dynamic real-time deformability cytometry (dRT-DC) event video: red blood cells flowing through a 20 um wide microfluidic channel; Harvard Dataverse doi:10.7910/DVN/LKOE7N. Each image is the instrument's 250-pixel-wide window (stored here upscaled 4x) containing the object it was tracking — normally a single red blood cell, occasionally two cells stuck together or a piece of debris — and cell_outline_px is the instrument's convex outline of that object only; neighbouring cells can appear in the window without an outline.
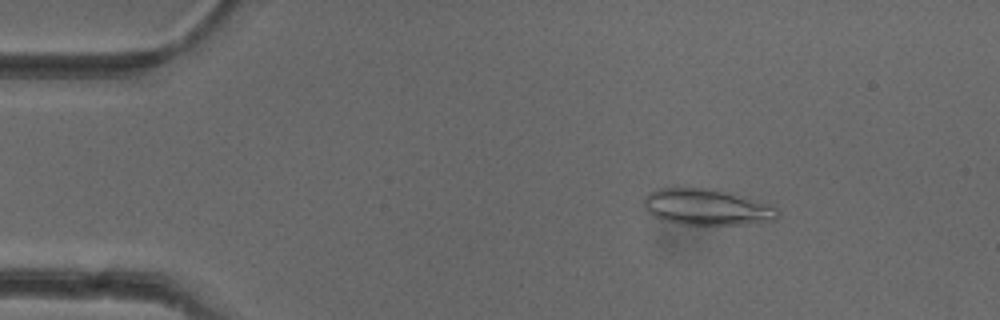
{"species": "common noctule bat (a hibernating species)", "species_latin": "Nyctalus noctula", "temperature_condition": "cold", "stored_images_in_passage": 50, "camera_frame_rate_fps": 3000, "um_per_image_px": 0.085, "animal": {"sex": "female"}, "frame": {"image": 1, "passage_image": 7, "time_ms": 2.0, "image_size_px": [1000, 320], "cell_outline_px": [[780, 216], [776, 220], [744, 224], [676, 224], [652, 216], [644, 208], [644, 196], [648, 192], [656, 188], [716, 188], [776, 208], [780, 212]], "centroid_in_image_um": [60.01, 17.6], "position_along_channel_um": 25.0, "area_um2": 28.09}}
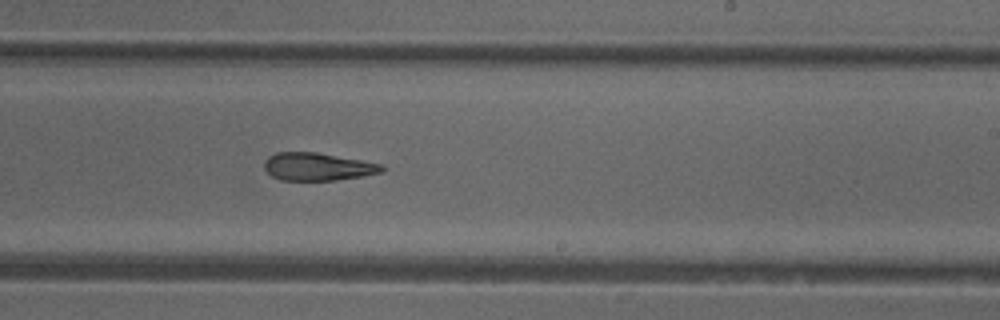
{"frame": {"image": 2, "passage_image": 30, "time_ms": 9.667, "image_size_px": [1000, 320], "cell_outline_px": [[384, 172], [364, 176], [336, 180], [280, 180], [272, 176], [264, 168], [264, 160], [268, 156], [276, 152], [316, 152], [384, 164]], "centroid_in_image_um": [27.01, 14.16], "position_along_channel_um": 262.0, "area_um2": 19.19}}
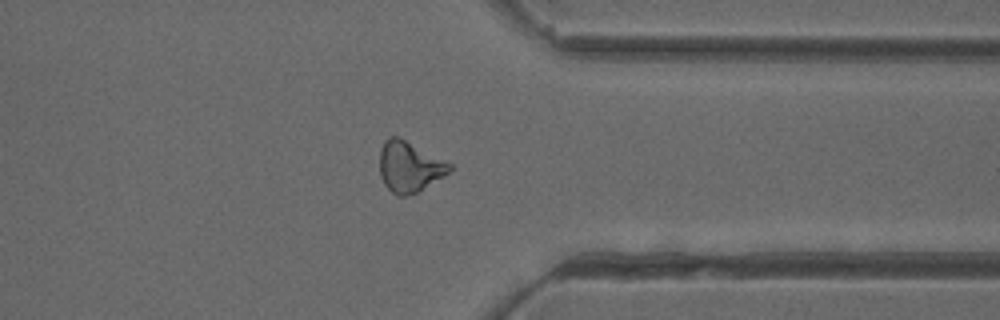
{"frame": {"image": 3, "passage_image": 39, "time_ms": 12.667, "image_size_px": [1000, 320], "cell_outline_px": [[452, 168], [448, 172], [416, 192], [404, 196], [396, 196], [384, 184], [380, 176], [380, 148], [384, 140], [388, 136], [400, 136], [452, 164]], "centroid_in_image_um": [34.75, 14.13], "position_along_channel_um": 376.6, "area_um2": 20.52}, "authors_computed_cell_mechanics": {"area_um2": 20.9525, "velocity_mm_per_s": 3.9979, "shape_relaxation_time_tau1_ms": null, "shape_relaxation_time_tau2_ms": 3.5528, "deformation_change_tau1": null, "deformation_change_tau2": 0.1342}}